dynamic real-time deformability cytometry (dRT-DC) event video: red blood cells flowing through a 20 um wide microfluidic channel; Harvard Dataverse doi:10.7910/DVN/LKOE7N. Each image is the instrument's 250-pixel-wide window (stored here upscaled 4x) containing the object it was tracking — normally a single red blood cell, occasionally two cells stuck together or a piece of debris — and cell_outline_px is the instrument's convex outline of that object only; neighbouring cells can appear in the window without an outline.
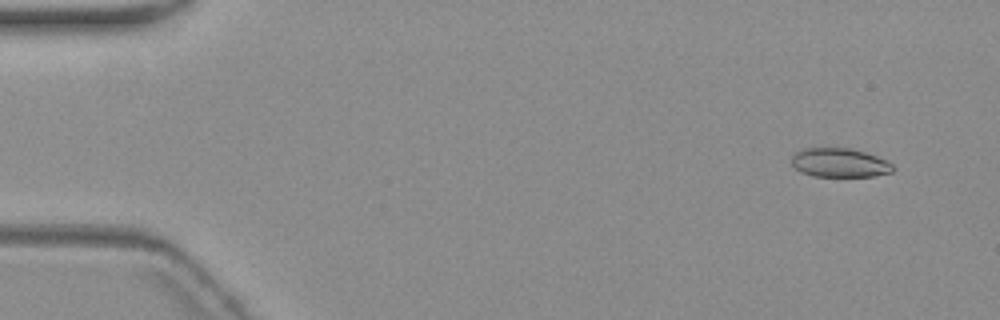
{"species": "common noctule bat (a hibernating species)", "species_latin": "Nyctalus noctula", "temperature_condition": "warm", "stored_images_in_passage": 7, "camera_frame_rate_fps": 3000, "um_per_image_px": 0.085, "animal": {"sex": "female", "body_mass_g": 19.3, "forearm_length_mm": 54.1}, "frame": {"image": 1, "passage_image": 1, "time_ms": 0.0, "image_size_px": [1000, 320], "cell_outline_px": [[896, 168], [892, 172], [872, 176], [812, 176], [800, 172], [792, 164], [792, 156], [796, 152], [804, 148], [848, 148], [864, 152], [888, 160]], "centroid_in_image_um": [71.38, 13.83], "position_along_channel_um": 13.6, "area_um2": 17.11}}
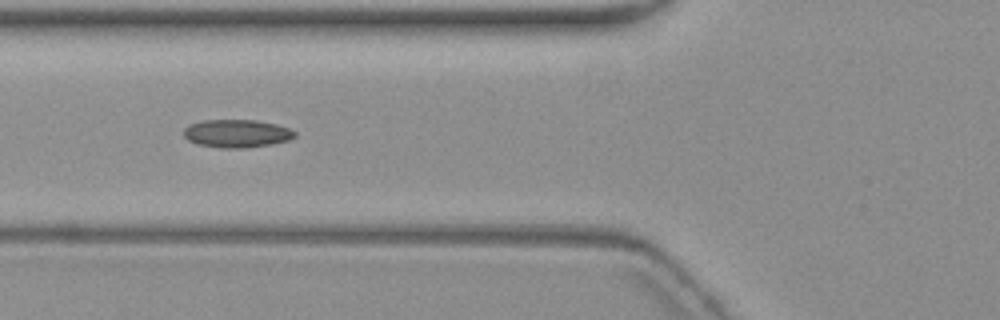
{"frame": {"image": 2, "passage_image": 6, "time_ms": 6.0, "image_size_px": [1000, 320], "cell_outline_px": [[296, 136], [288, 140], [272, 144], [244, 148], [220, 148], [196, 144], [188, 140], [184, 136], [184, 128], [188, 124], [204, 120], [256, 120], [276, 124], [288, 128], [296, 132]], "centroid_in_image_um": [20.1, 11.35], "position_along_channel_um": 105.7, "area_um2": 18.21}}
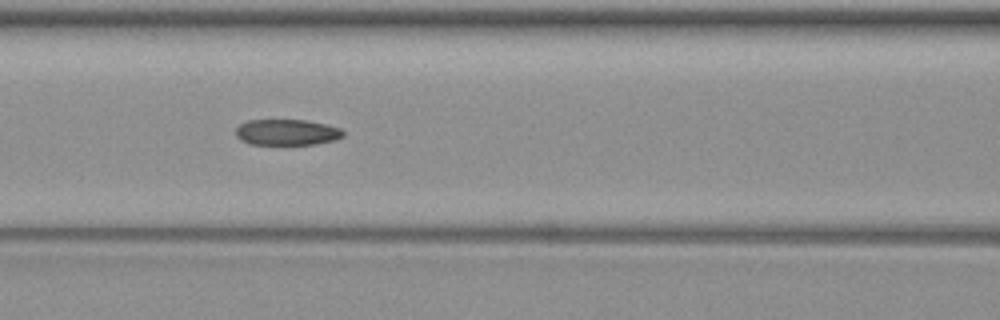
{"frame": {"image": 3, "passage_image": 7, "time_ms": 7.0, "image_size_px": [1000, 320], "cell_outline_px": [[344, 136], [336, 140], [316, 144], [284, 148], [248, 144], [240, 140], [236, 136], [236, 128], [240, 124], [248, 120], [304, 120], [328, 124], [340, 128], [344, 132]], "centroid_in_image_um": [24.38, 11.3], "position_along_channel_um": 142.2, "area_um2": 17.34}}